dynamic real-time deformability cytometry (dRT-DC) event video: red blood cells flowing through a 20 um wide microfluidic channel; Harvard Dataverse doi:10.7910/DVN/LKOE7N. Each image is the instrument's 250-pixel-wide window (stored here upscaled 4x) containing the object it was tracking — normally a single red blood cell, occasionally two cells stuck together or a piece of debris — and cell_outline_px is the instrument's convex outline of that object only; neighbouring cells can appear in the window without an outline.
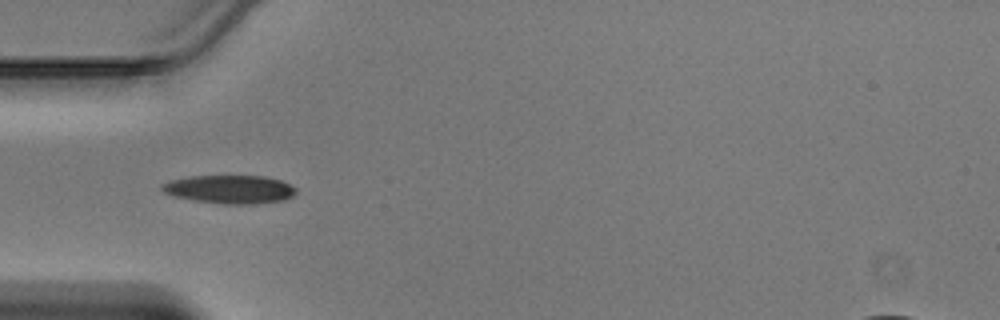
{"species": "Egyptian fruit bat (a non-hibernating species)", "species_latin": "Rousettus aegyptiacus", "temperature_condition": "warm", "stored_images_in_passage": 33, "camera_frame_rate_fps": 3000, "um_per_image_px": 0.085, "animal": {"sex": "male"}, "frame": {"image": 1, "passage_image": 1, "time_ms": 0.0, "image_size_px": [1000, 320], "cell_outline_px": [[296, 192], [292, 196], [284, 200], [252, 204], [224, 204], [192, 200], [172, 196], [164, 192], [160, 188], [160, 184], [168, 180], [188, 176], [264, 176], [280, 180], [296, 188]], "centroid_in_image_um": [19.47, 16.09], "position_along_channel_um": 65.5, "area_um2": 22.31}}
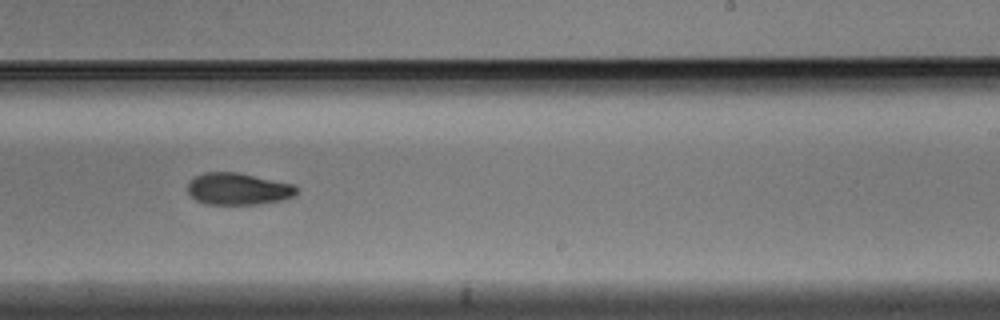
{"frame": {"image": 2, "passage_image": 15, "time_ms": 4.667, "image_size_px": [1000, 320], "cell_outline_px": [[296, 192], [292, 196], [280, 200], [252, 204], [208, 204], [196, 200], [188, 192], [188, 184], [196, 176], [204, 172], [236, 172], [296, 184]], "centroid_in_image_um": [20.23, 16.04], "position_along_channel_um": 268.8, "area_um2": 19.94}}
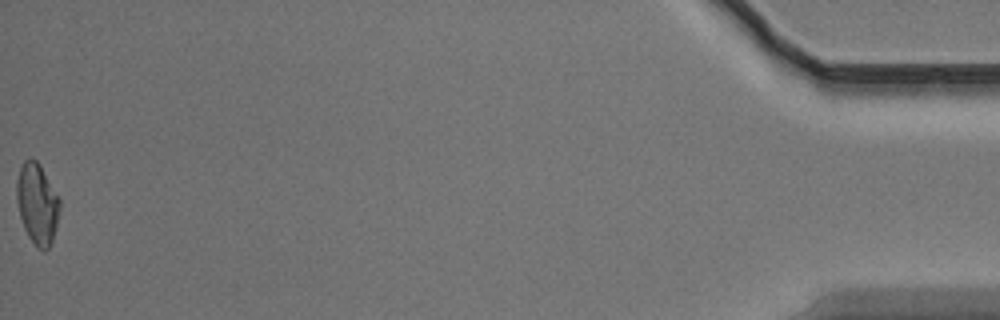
{"frame": {"image": 3, "passage_image": 33, "time_ms": 10.667, "image_size_px": [1000, 320], "cell_outline_px": [[60, 208], [52, 240], [48, 248], [44, 252], [36, 248], [28, 236], [24, 228], [20, 216], [16, 200], [16, 180], [20, 168], [24, 160], [36, 160], [40, 164], [60, 200]], "centroid_in_image_um": [3.15, 17.34], "position_along_channel_um": 432.1, "area_um2": 20.17}}